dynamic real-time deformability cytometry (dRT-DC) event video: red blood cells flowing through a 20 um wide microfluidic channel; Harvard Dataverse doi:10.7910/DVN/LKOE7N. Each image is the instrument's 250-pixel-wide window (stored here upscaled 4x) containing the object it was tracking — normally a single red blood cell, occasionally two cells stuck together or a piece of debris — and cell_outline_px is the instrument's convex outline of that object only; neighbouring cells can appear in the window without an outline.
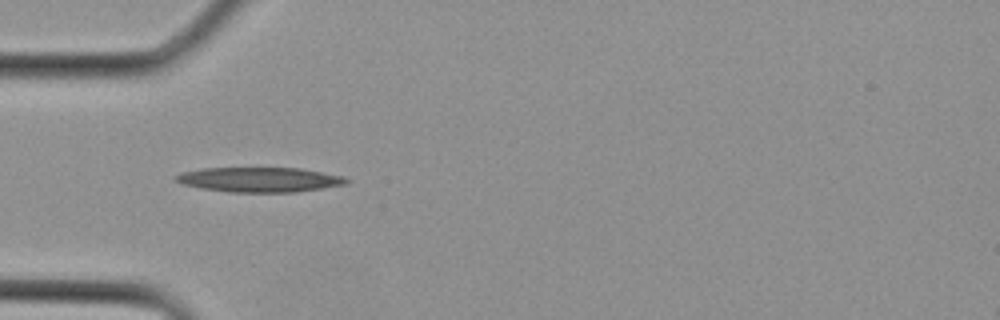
{"species": "Egyptian fruit bat (a non-hibernating species)", "species_latin": "Rousettus aegyptiacus", "temperature_condition": "cold", "stored_images_in_passage": 2, "camera_frame_rate_fps": 3000, "um_per_image_px": 0.085, "animal": {"sex": "female"}, "frame": {"image": 1, "passage_image": 2, "time_ms": 0.333, "image_size_px": [1000, 320], "cell_outline_px": [[352, 180], [348, 184], [324, 188], [296, 192], [228, 192], [200, 188], [180, 184], [172, 180], [172, 176], [184, 172], [204, 168], [300, 168], [344, 176]], "centroid_in_image_um": [22.06, 15.27], "position_along_channel_um": 62.9, "area_um2": 24.97}}